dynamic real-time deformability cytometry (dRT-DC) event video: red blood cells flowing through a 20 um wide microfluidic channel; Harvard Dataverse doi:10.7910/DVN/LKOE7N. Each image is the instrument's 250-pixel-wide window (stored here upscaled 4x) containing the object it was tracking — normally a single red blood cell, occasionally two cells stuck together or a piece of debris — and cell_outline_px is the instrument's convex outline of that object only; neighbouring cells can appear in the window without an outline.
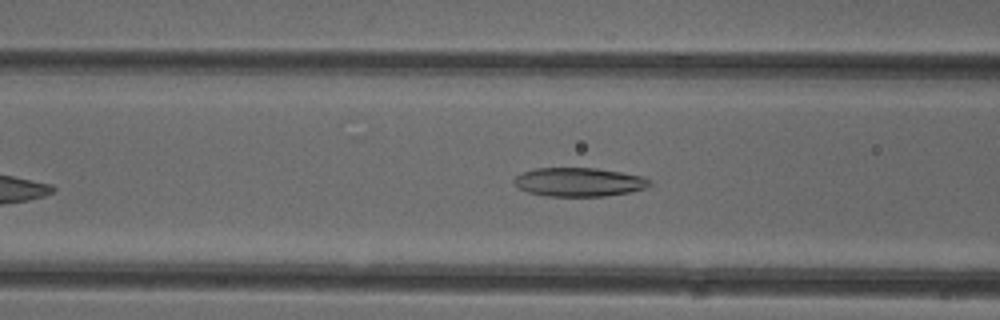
{"species": "common noctule bat (a hibernating species)", "species_latin": "Nyctalus noctula", "temperature_condition": "cold", "stored_images_in_passage": 36, "camera_frame_rate_fps": 3000, "um_per_image_px": 0.085, "animal": {"sex": "female"}, "frame": {"image": 1, "passage_image": 8, "time_ms": 2.333, "image_size_px": [1000, 320], "cell_outline_px": [[652, 184], [644, 188], [628, 192], [604, 196], [548, 196], [528, 192], [520, 188], [512, 180], [520, 172], [536, 168], [596, 168], [644, 176], [652, 180]], "centroid_in_image_um": [49.22, 15.46], "position_along_channel_um": 117.4, "area_um2": 22.72}}
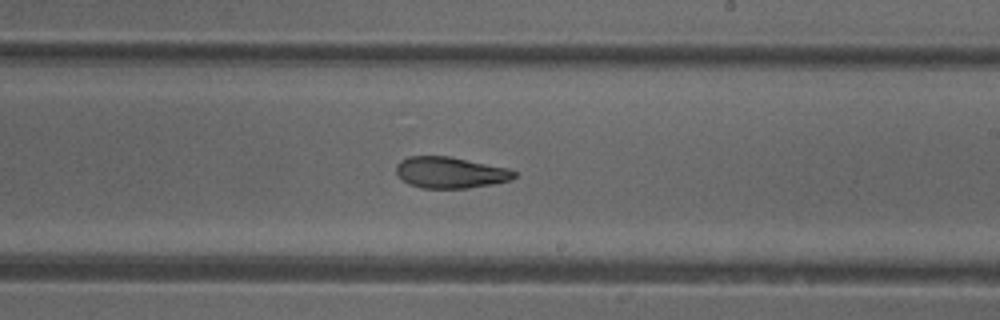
{"frame": {"image": 2, "passage_image": 18, "time_ms": 5.667, "image_size_px": [1000, 320], "cell_outline_px": [[516, 176], [512, 180], [492, 184], [468, 188], [420, 188], [408, 184], [396, 172], [396, 164], [400, 160], [408, 156], [448, 156], [508, 168], [516, 172]], "centroid_in_image_um": [38.27, 14.67], "position_along_channel_um": 250.7, "area_um2": 21.5}}
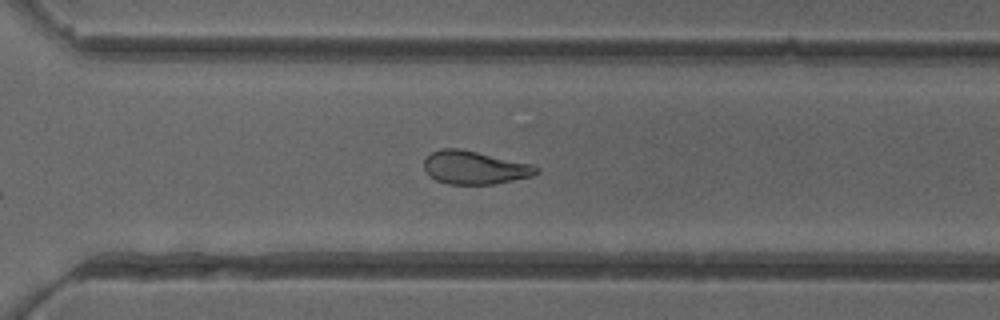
{"frame": {"image": 3, "passage_image": 24, "time_ms": 7.667, "image_size_px": [1000, 320], "cell_outline_px": [[540, 172], [532, 176], [496, 184], [448, 184], [436, 180], [428, 176], [424, 168], [424, 160], [432, 152], [440, 148], [460, 148], [532, 164], [540, 168]], "centroid_in_image_um": [40.35, 14.24], "position_along_channel_um": 330.3, "area_um2": 21.91}, "authors_computed_cell_mechanics": {"area_um2": 22.253, "velocity_mm_per_s": 3.995, "shape_relaxation_time_tau1_ms": 8.5722, "shape_relaxation_time_tau2_ms": 3.1177, "deformation_change_tau1": 0.1928, "deformation_change_tau2": 0.0987}}